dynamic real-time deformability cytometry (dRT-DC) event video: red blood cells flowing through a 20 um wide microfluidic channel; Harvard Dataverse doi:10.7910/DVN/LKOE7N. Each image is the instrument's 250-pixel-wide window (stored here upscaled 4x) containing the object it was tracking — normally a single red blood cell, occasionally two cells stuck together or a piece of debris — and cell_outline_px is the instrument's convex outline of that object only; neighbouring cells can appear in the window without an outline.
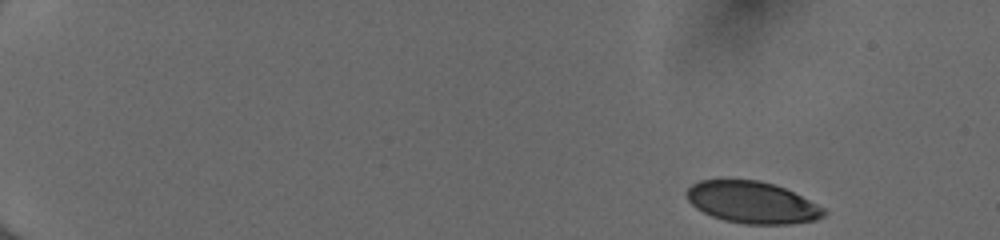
{"species": "human", "species_latin": "Homo sapiens", "temperature_condition": "cold", "stored_images_in_passage": 48, "camera_frame_rate_fps": 3000, "um_per_image_px": 0.085, "donor": {"sex": "female"}, "frame": {"image": 1, "passage_image": 1, "time_ms": 0.0, "image_size_px": [1000, 240], "cell_outline_px": [[828, 212], [824, 216], [816, 220], [792, 224], [748, 224], [724, 220], [712, 216], [696, 208], [688, 200], [688, 188], [692, 184], [700, 180], [760, 180], [784, 188], [824, 208]], "centroid_in_image_um": [63.95, 17.21], "position_along_channel_um": 21.0, "area_um2": 33.06}}
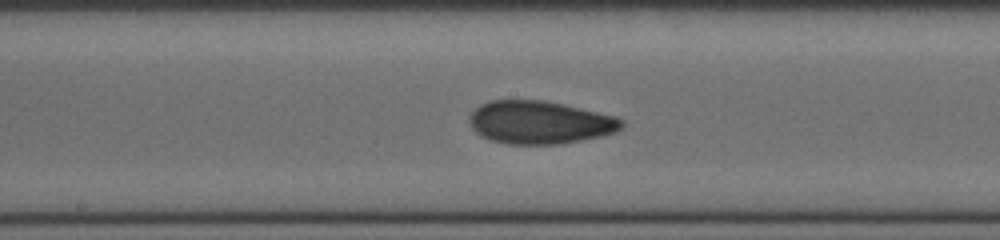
{"frame": {"image": 2, "passage_image": 26, "time_ms": 8.333, "image_size_px": [1000, 240], "cell_outline_px": [[624, 124], [616, 132], [600, 136], [560, 144], [508, 144], [492, 140], [480, 136], [472, 128], [468, 120], [468, 116], [480, 104], [488, 100], [544, 100], [616, 116], [624, 120]], "centroid_in_image_um": [45.85, 10.4], "position_along_channel_um": 202.3, "area_um2": 38.15}}
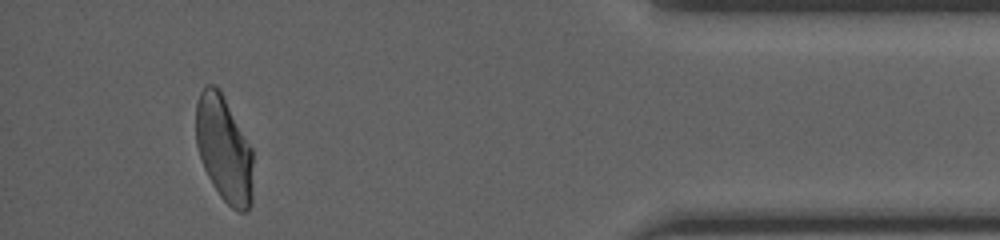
{"frame": {"image": 3, "passage_image": 45, "time_ms": 14.667, "image_size_px": [1000, 240], "cell_outline_px": [[252, 204], [248, 212], [240, 212], [232, 208], [220, 196], [212, 184], [204, 168], [196, 144], [196, 104], [200, 92], [204, 84], [216, 84], [220, 88], [252, 148]], "centroid_in_image_um": [19.04, 12.64], "position_along_channel_um": 416.2, "area_um2": 35.66}, "authors_computed_cell_mechanics": {"area_um2": 36.1539, "velocity_mm_per_s": 4.0297, "shape_relaxation_time_tau1_ms": 4.2903, "shape_relaxation_time_tau2_ms": 1.4871, "deformation_change_tau1": 0.1534, "deformation_change_tau2": 0.0679}}